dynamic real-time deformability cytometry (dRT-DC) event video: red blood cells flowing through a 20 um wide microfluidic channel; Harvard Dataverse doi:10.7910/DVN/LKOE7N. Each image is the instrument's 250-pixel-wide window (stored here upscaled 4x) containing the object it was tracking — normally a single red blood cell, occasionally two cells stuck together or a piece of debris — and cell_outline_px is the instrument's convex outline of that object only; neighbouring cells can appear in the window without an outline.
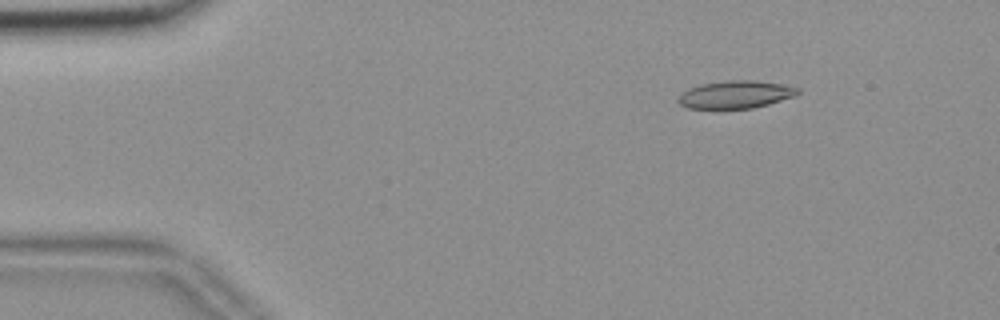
{"species": "common noctule bat (a hibernating species)", "species_latin": "Nyctalus noctula", "temperature_condition": "room temperature", "stored_images_in_passage": 55, "camera_frame_rate_fps": 3000, "um_per_image_px": 0.085, "animal": {"sex": "female", "body_mass_g": 18.4}, "frame": {"image": 1, "passage_image": 8, "time_ms": 2.333, "image_size_px": [1000, 320], "cell_outline_px": [[800, 92], [796, 96], [768, 104], [752, 108], [688, 108], [680, 104], [676, 100], [688, 88], [700, 84], [728, 80], [756, 80], [780, 84], [800, 88]], "centroid_in_image_um": [62.54, 8.02], "position_along_channel_um": 22.5, "area_um2": 19.19}}
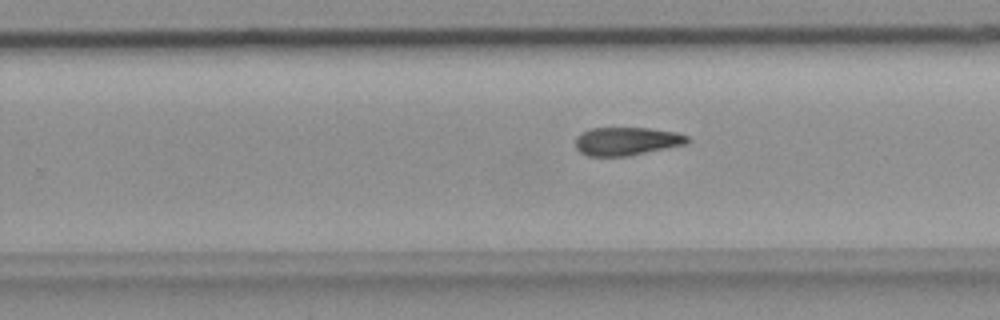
{"frame": {"image": 2, "passage_image": 35, "time_ms": 11.333, "image_size_px": [1000, 320], "cell_outline_px": [[688, 144], [628, 156], [588, 156], [580, 152], [576, 148], [576, 136], [580, 132], [588, 128], [648, 128], [676, 132], [688, 136]], "centroid_in_image_um": [53.24, 12.0], "position_along_channel_um": 276.6, "area_um2": 18.55}}
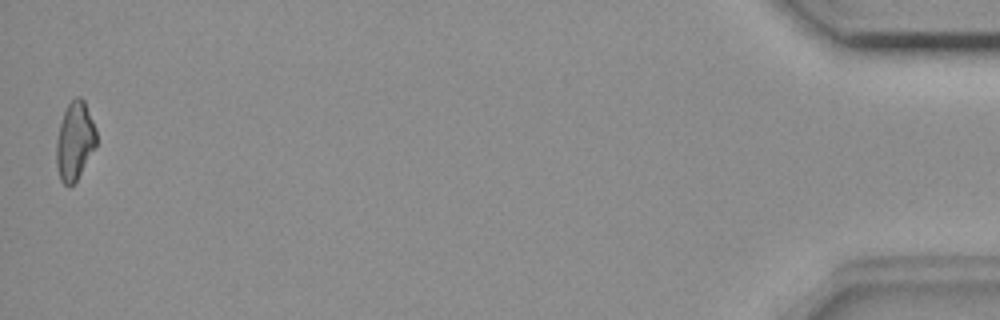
{"frame": {"image": 3, "passage_image": 55, "time_ms": 18.0, "image_size_px": [1000, 320], "cell_outline_px": [[96, 144], [76, 180], [68, 188], [60, 180], [56, 164], [56, 140], [60, 124], [64, 112], [68, 104], [76, 96], [80, 96], [84, 100], [96, 128]], "centroid_in_image_um": [6.34, 11.97], "position_along_channel_um": 428.9, "area_um2": 18.03}}